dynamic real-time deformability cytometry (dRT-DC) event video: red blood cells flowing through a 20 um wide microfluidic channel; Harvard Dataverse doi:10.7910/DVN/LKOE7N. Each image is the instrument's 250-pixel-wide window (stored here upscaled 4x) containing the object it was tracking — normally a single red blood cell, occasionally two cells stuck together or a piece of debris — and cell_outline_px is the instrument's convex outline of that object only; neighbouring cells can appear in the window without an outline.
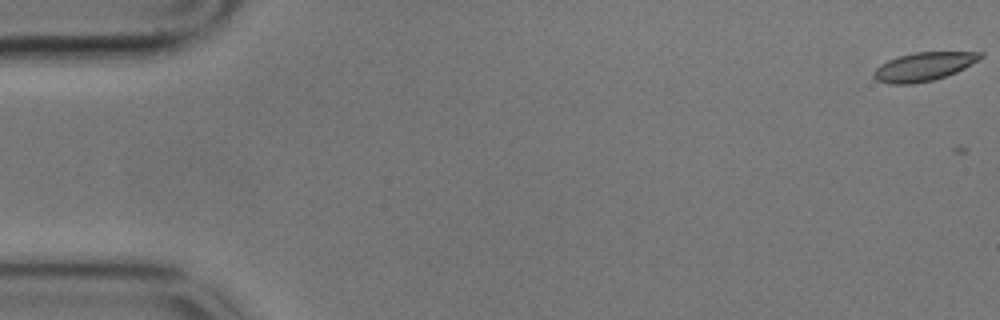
{"species": "common noctule bat (a hibernating species)", "species_latin": "Nyctalus noctula", "temperature_condition": "cold", "stored_images_in_passage": 6, "camera_frame_rate_fps": 3000, "um_per_image_px": 0.085, "animal": {"sex": "male", "body_mass_g": 17.9}, "frame": {"image": 1, "passage_image": 1, "time_ms": 0.0, "image_size_px": [1000, 320], "cell_outline_px": [[984, 56], [964, 68], [956, 72], [932, 80], [912, 84], [888, 84], [876, 80], [872, 76], [872, 72], [880, 64], [888, 60], [900, 56], [916, 52], [984, 52]], "centroid_in_image_um": [78.47, 5.67], "position_along_channel_um": 6.5, "area_um2": 17.63}}